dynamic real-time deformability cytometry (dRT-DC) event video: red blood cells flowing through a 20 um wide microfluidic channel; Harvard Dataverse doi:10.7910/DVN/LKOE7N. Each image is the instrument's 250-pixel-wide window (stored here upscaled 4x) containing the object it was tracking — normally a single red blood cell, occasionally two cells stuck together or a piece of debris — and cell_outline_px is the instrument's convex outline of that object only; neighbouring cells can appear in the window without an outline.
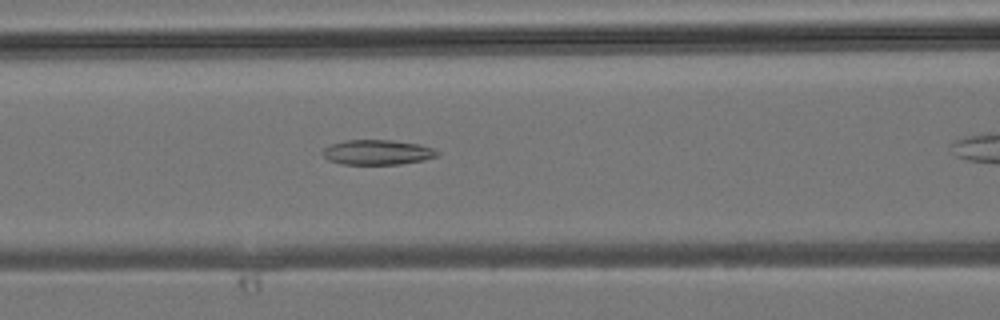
{"species": "common noctule bat (a hibernating species)", "species_latin": "Nyctalus noctula", "temperature_condition": "room temperature", "stored_images_in_passage": 23, "camera_frame_rate_fps": 3000, "um_per_image_px": 0.085, "animal": {"sex": "male", "body_mass_g": 19.2, "forearm_length_mm": 51.8}, "frame": {"image": 1, "passage_image": 8, "time_ms": 2.333, "image_size_px": [1000, 320], "cell_outline_px": [[440, 152], [436, 156], [424, 160], [400, 164], [344, 164], [328, 160], [320, 152], [324, 148], [332, 144], [344, 140], [392, 140], [420, 144], [432, 148]], "centroid_in_image_um": [32.07, 12.94], "position_along_channel_um": 134.5, "area_um2": 16.65}}
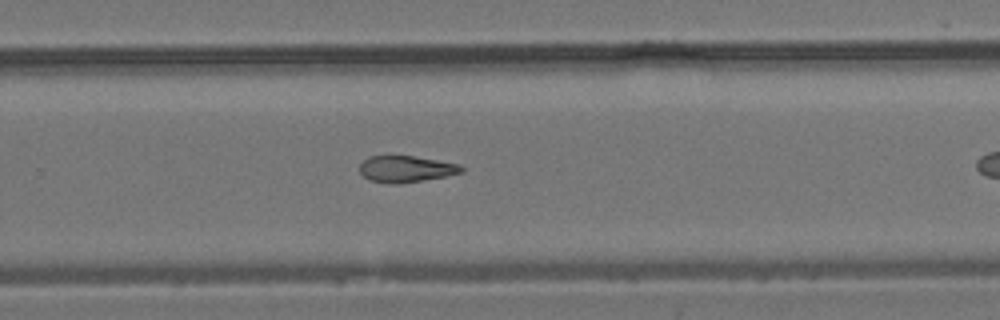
{"frame": {"image": 2, "passage_image": 17, "time_ms": 5.333, "image_size_px": [1000, 320], "cell_outline_px": [[464, 172], [444, 176], [396, 184], [392, 184], [368, 180], [360, 172], [360, 164], [368, 156], [412, 156], [460, 164], [464, 168]], "centroid_in_image_um": [34.49, 14.36], "position_along_channel_um": 295.3, "area_um2": 15.49}}